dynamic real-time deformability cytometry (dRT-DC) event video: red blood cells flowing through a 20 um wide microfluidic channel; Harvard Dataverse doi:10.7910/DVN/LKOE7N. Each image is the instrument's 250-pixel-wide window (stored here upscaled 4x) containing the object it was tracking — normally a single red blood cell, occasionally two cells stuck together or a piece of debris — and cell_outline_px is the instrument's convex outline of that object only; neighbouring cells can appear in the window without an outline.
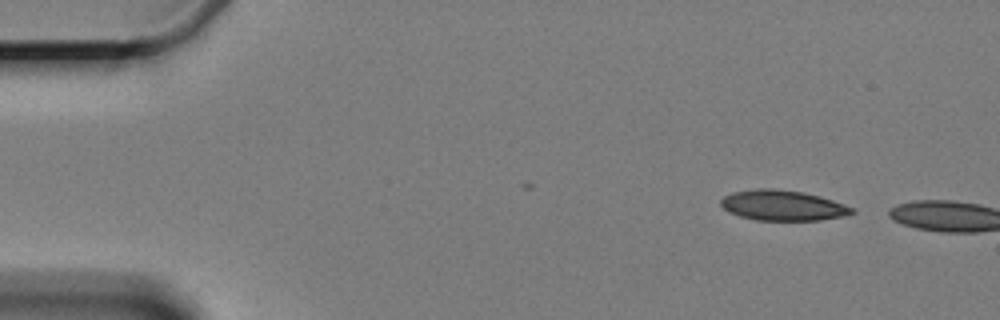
{"species": "Egyptian fruit bat (a non-hibernating species)", "species_latin": "Rousettus aegyptiacus", "temperature_condition": "cold", "stored_images_in_passage": 2, "camera_frame_rate_fps": 3000, "um_per_image_px": 0.085, "animal": {"sex": "female"}, "frame": {"image": 1, "passage_image": 1, "time_ms": 0.0, "image_size_px": [1000, 320], "cell_outline_px": [[856, 212], [844, 216], [820, 220], [756, 220], [740, 216], [728, 212], [720, 204], [720, 200], [724, 196], [732, 192], [756, 188], [776, 188], [804, 192], [820, 196], [856, 208]], "centroid_in_image_um": [66.54, 17.45], "position_along_channel_um": 18.5, "area_um2": 23.41}}